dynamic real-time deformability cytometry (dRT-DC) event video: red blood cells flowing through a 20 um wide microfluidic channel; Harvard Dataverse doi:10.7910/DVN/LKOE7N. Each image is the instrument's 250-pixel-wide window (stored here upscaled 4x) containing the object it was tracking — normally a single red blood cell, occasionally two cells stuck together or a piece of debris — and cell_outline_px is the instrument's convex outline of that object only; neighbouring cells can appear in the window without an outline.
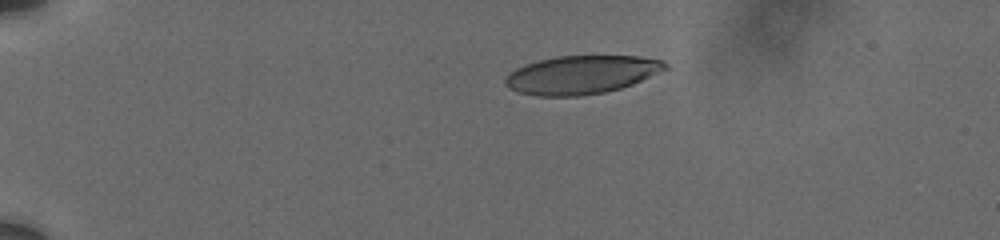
{"species": "human", "species_latin": "Homo sapiens", "temperature_condition": "cold", "stored_images_in_passage": 70, "camera_frame_rate_fps": 3000, "um_per_image_px": 0.085, "donor": {"sex": "male"}, "frame": {"image": 1, "passage_image": 1, "time_ms": 0.0, "image_size_px": [1000, 240], "cell_outline_px": [[668, 68], [632, 84], [620, 88], [604, 92], [580, 96], [536, 96], [516, 92], [508, 88], [504, 84], [504, 80], [516, 68], [540, 60], [560, 56], [640, 56], [664, 60], [668, 64]], "centroid_in_image_um": [49.43, 6.36], "position_along_channel_um": 35.6, "area_um2": 35.6}}
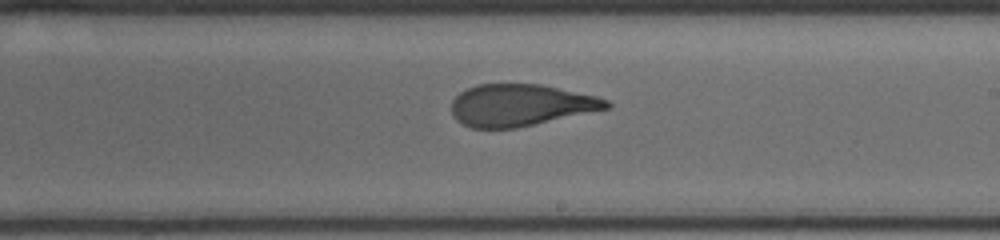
{"frame": {"image": 2, "passage_image": 37, "time_ms": 7.667, "image_size_px": [1000, 240], "cell_outline_px": [[612, 104], [608, 108], [516, 128], [472, 128], [460, 124], [452, 116], [452, 100], [460, 92], [476, 84], [540, 84], [596, 96], [608, 100]], "centroid_in_image_um": [44.19, 8.94], "position_along_channel_um": 244.8, "area_um2": 37.63}}
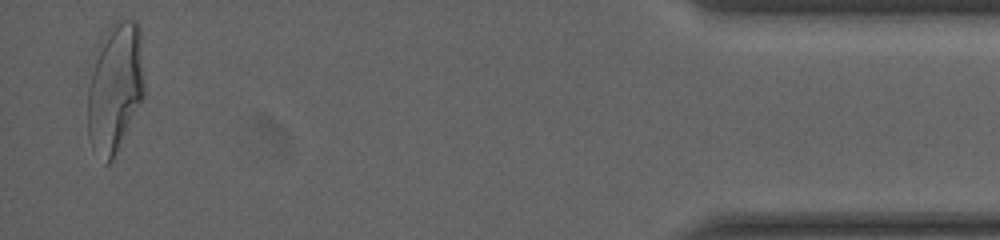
{"frame": {"image": 3, "passage_image": 68, "time_ms": 14.333, "image_size_px": [1000, 240], "cell_outline_px": [[144, 96], [112, 160], [108, 164], [104, 164], [92, 148], [88, 136], [88, 88], [100, 40], [108, 28], [116, 20], [136, 20], [140, 24], [144, 80]], "centroid_in_image_um": [9.79, 7.43], "position_along_channel_um": 425.4, "area_um2": 42.71}, "authors_computed_cell_mechanics": {"area_um2": 39.4774, "velocity_mm_per_s": 3.7187, "shape_relaxation_time_tau1_ms": 6.0331, "shape_relaxation_time_tau2_ms": 1.2452, "deformation_change_tau1": 0.2184, "deformation_change_tau2": 0.0922}}